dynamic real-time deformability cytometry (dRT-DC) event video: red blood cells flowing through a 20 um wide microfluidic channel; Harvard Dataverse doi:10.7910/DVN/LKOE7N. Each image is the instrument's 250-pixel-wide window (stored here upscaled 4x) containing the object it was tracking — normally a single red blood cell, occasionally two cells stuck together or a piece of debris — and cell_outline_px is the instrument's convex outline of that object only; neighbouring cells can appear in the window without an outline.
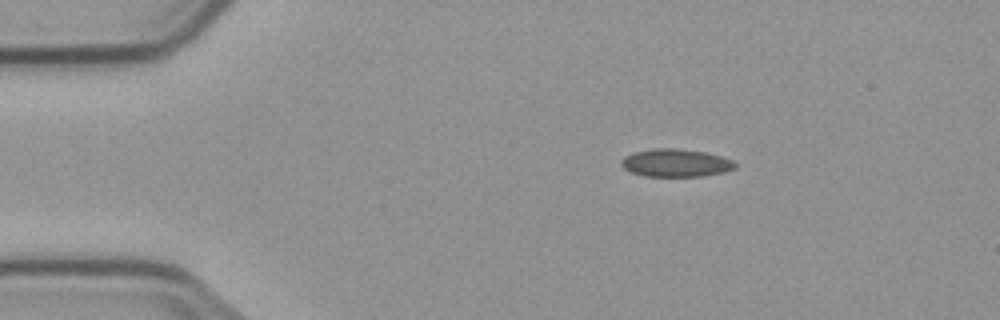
{"species": "common noctule bat (a hibernating species)", "species_latin": "Nyctalus noctula", "temperature_condition": "cold", "stored_images_in_passage": 9, "camera_frame_rate_fps": 3000, "um_per_image_px": 0.085, "animal": {"sex": "male", "body_mass_g": 23.1, "forearm_length_mm": 52.7}, "frame": {"image": 1, "passage_image": 1, "time_ms": 0.0, "image_size_px": [1000, 320], "cell_outline_px": [[736, 168], [724, 172], [704, 176], [644, 176], [632, 172], [624, 168], [620, 164], [620, 160], [624, 156], [632, 152], [652, 148], [676, 148], [704, 152], [720, 156], [732, 160], [736, 164]], "centroid_in_image_um": [57.41, 13.84], "position_along_channel_um": 27.6, "area_um2": 18.55}}
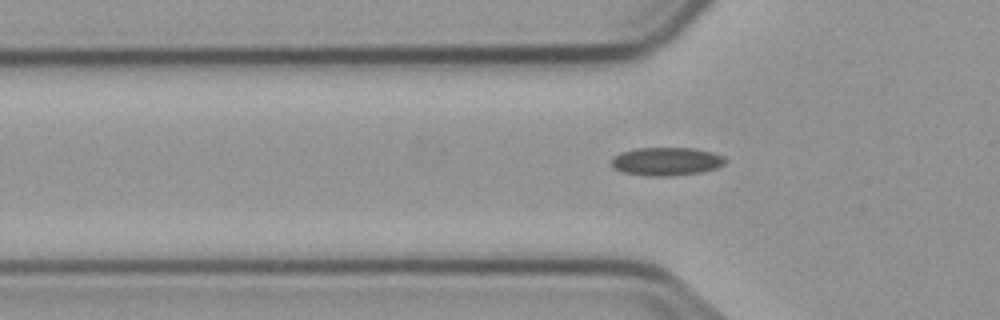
{"frame": {"image": 2, "passage_image": 9, "time_ms": 2.667, "image_size_px": [1000, 320], "cell_outline_px": [[728, 160], [724, 164], [716, 168], [700, 172], [672, 176], [648, 176], [624, 172], [616, 168], [612, 164], [612, 156], [620, 152], [636, 148], [692, 148], [712, 152], [724, 156]], "centroid_in_image_um": [56.67, 13.71], "position_along_channel_um": 69.1, "area_um2": 18.73}}